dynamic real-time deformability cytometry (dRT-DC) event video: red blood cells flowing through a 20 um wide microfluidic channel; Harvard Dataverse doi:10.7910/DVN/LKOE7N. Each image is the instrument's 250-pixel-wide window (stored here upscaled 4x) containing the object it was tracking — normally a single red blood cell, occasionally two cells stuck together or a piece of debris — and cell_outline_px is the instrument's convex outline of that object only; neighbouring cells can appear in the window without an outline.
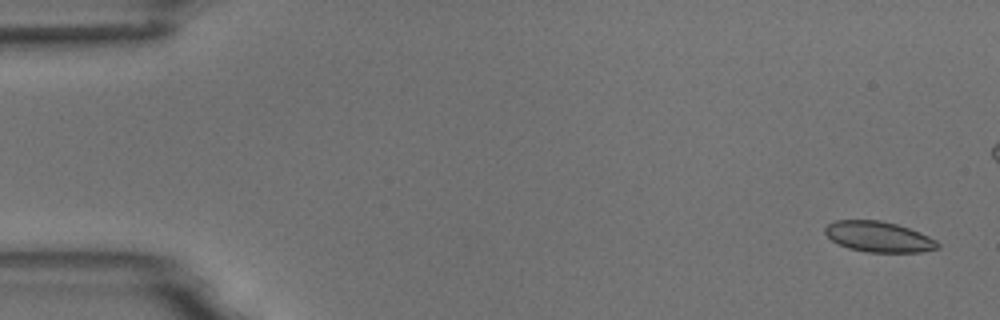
{"species": "common noctule bat (a hibernating species)", "species_latin": "Nyctalus noctula", "temperature_condition": "room temperature", "stored_images_in_passage": 5, "camera_frame_rate_fps": 3000, "um_per_image_px": 0.085, "animal": {"sex": "male", "body_mass_g": 18.8}, "frame": {"image": 1, "passage_image": 1, "time_ms": 0.0, "image_size_px": [1000, 320], "cell_outline_px": [[940, 248], [920, 252], [868, 252], [848, 248], [832, 240], [824, 232], [824, 228], [828, 224], [836, 220], [880, 220], [896, 224], [920, 232], [936, 240], [940, 244]], "centroid_in_image_um": [74.7, 20.12], "position_along_channel_um": 10.3, "area_um2": 20.0}}